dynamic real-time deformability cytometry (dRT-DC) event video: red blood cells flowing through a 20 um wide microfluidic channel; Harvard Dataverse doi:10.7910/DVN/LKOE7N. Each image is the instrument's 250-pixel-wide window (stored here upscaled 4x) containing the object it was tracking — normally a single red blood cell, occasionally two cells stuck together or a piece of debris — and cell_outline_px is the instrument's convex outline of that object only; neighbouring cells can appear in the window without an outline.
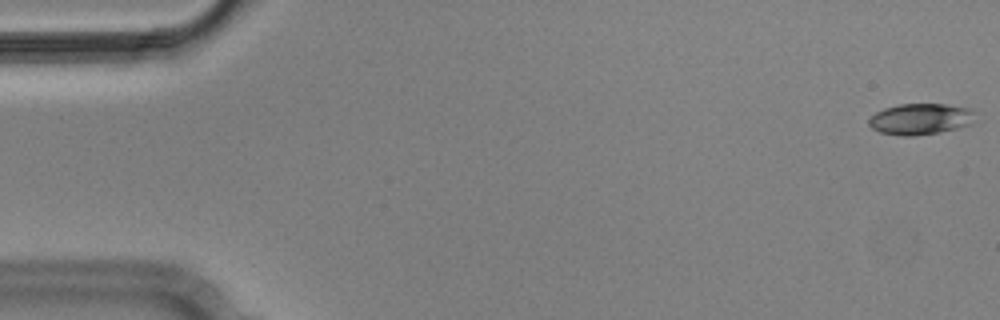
{"species": "Egyptian fruit bat (a non-hibernating species)", "species_latin": "Rousettus aegyptiacus", "temperature_condition": "cold", "stored_images_in_passage": 10, "camera_frame_rate_fps": 3000, "um_per_image_px": 0.085, "animal": {"sex": "male"}, "frame": {"image": 1, "passage_image": 1, "time_ms": 0.0, "image_size_px": [1000, 320], "cell_outline_px": [[972, 124], [940, 132], [912, 136], [904, 136], [880, 132], [872, 128], [868, 124], [868, 120], [876, 112], [884, 108], [900, 104], [944, 104], [968, 108], [972, 112]], "centroid_in_image_um": [78.19, 10.12], "position_along_channel_um": 6.8, "area_um2": 19.02}}
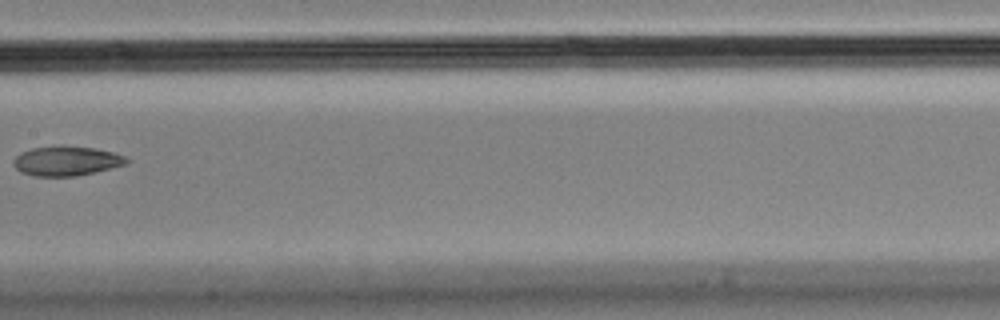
{"frame": {"image": 2, "passage_image": 9, "time_ms": 2.667, "image_size_px": [1000, 320], "cell_outline_px": [[132, 160], [124, 164], [76, 176], [36, 176], [20, 172], [12, 164], [12, 160], [20, 152], [32, 148], [52, 144], [64, 144], [96, 148], [128, 156]], "centroid_in_image_um": [5.61, 13.64], "position_along_channel_um": 201.8, "area_um2": 19.94}}
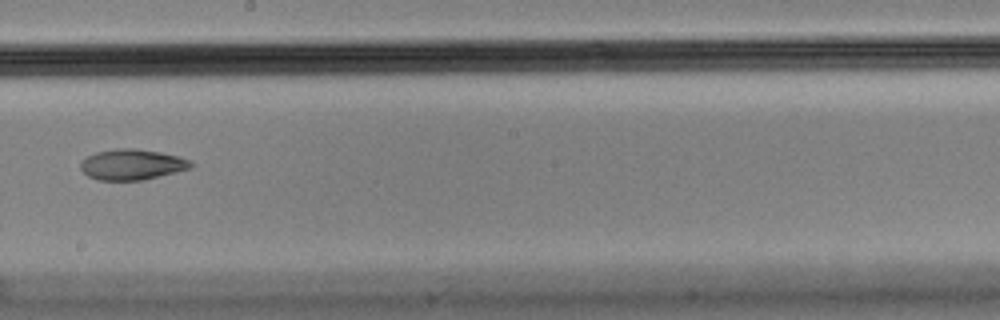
{"frame": {"image": 3, "passage_image": 10, "time_ms": 3.0, "image_size_px": [1000, 320], "cell_outline_px": [[196, 164], [192, 168], [140, 180], [100, 180], [88, 176], [80, 168], [80, 160], [96, 152], [116, 148], [136, 148], [160, 152], [180, 156]], "centroid_in_image_um": [11.22, 13.97], "position_along_channel_um": 237.0, "area_um2": 19.71}}